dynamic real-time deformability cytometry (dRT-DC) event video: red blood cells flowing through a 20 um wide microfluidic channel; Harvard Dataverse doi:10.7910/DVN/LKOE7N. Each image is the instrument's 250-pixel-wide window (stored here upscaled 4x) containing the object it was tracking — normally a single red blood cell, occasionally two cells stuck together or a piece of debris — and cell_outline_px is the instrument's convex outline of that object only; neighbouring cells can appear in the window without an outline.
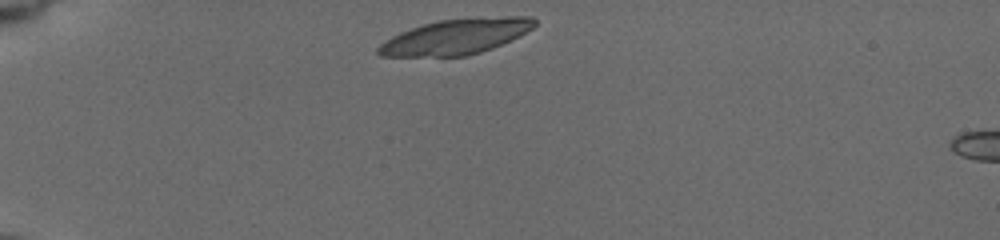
{"species": "common noctule bat (a hibernating species)", "species_latin": "Nyctalus noctula", "temperature_condition": "cold", "stored_images_in_passage": 41, "camera_frame_rate_fps": 3000, "um_per_image_px": 0.085, "animal": {"sex": "female", "body_mass_g": 19.5, "forearm_length_mm": 54.1}, "frame": {"image": 1, "passage_image": 1, "time_ms": 0.0, "image_size_px": [1000, 240], "cell_outline_px": [[536, 24], [532, 28], [492, 48], [468, 56], [380, 56], [376, 52], [376, 48], [380, 44], [392, 36], [400, 32], [424, 24], [440, 20], [504, 16], [532, 16], [536, 20]], "centroid_in_image_um": [38.72, 3.12], "position_along_channel_um": 46.3, "area_um2": 31.67}}